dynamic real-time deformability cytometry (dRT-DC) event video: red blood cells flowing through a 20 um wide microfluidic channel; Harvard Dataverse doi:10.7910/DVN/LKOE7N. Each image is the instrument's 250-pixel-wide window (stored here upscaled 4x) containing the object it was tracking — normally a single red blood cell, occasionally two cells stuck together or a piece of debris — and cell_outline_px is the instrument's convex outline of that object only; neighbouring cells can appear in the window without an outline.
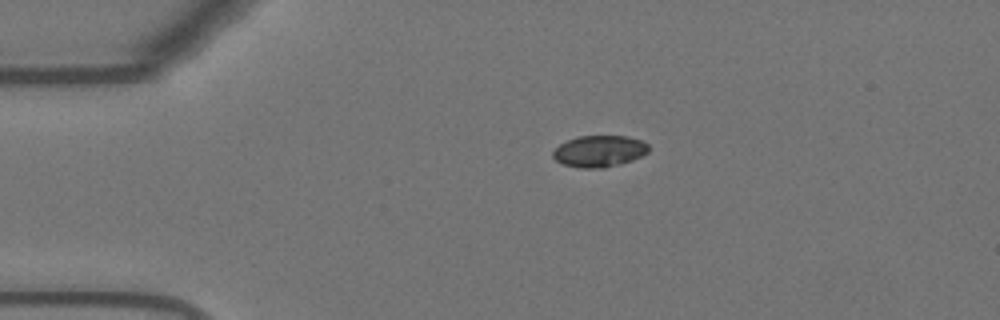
{"species": "Egyptian fruit bat (a non-hibernating species)", "species_latin": "Rousettus aegyptiacus", "temperature_condition": "warm", "stored_images_in_passage": 45, "camera_frame_rate_fps": 3000, "um_per_image_px": 0.085, "animal": {"sex": "female"}, "frame": {"image": 1, "passage_image": 1, "time_ms": 0.0, "image_size_px": [1000, 320], "cell_outline_px": [[648, 152], [632, 160], [620, 164], [604, 168], [580, 168], [564, 164], [556, 160], [552, 156], [552, 152], [560, 144], [568, 140], [580, 136], [624, 136], [640, 140], [648, 144]], "centroid_in_image_um": [50.93, 12.86], "position_along_channel_um": 34.1, "area_um2": 17.4}}
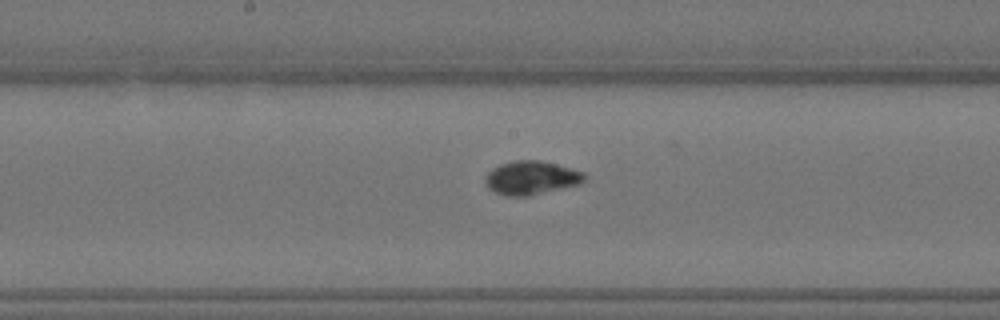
{"frame": {"image": 2, "passage_image": 18, "time_ms": 5.667, "image_size_px": [1000, 320], "cell_outline_px": [[584, 180], [580, 184], [528, 196], [504, 196], [488, 188], [484, 180], [484, 176], [492, 168], [500, 164], [516, 160], [540, 160], [572, 168], [584, 172]], "centroid_in_image_um": [45.13, 15.11], "position_along_channel_um": 203.1, "area_um2": 19.48}}
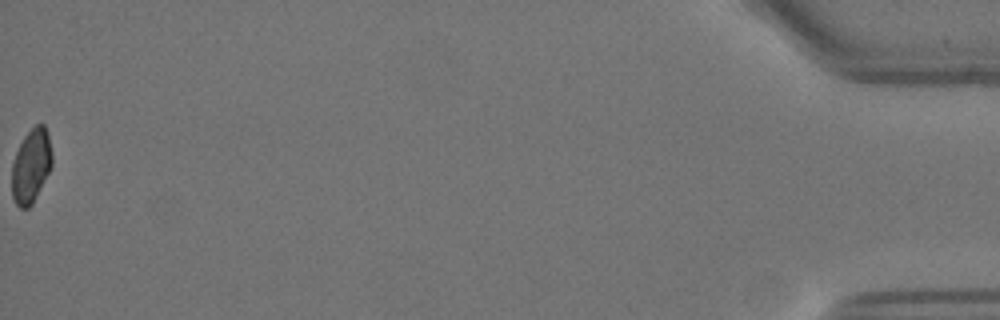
{"frame": {"image": 3, "passage_image": 45, "time_ms": 14.667, "image_size_px": [1000, 320], "cell_outline_px": [[52, 164], [32, 204], [28, 208], [20, 208], [16, 204], [12, 196], [12, 164], [16, 152], [24, 136], [36, 124], [44, 124], [48, 132], [52, 152]], "centroid_in_image_um": [2.64, 14.08], "position_along_channel_um": 432.6, "area_um2": 17.17}, "authors_computed_cell_mechanics": {"area_um2": 18.7272, "velocity_mm_per_s": 3.6852, "shape_relaxation_time_tau1_ms": 6.2361, "shape_relaxation_time_tau2_ms": null, "deformation_change_tau1": 0.1382, "deformation_change_tau2": null}}